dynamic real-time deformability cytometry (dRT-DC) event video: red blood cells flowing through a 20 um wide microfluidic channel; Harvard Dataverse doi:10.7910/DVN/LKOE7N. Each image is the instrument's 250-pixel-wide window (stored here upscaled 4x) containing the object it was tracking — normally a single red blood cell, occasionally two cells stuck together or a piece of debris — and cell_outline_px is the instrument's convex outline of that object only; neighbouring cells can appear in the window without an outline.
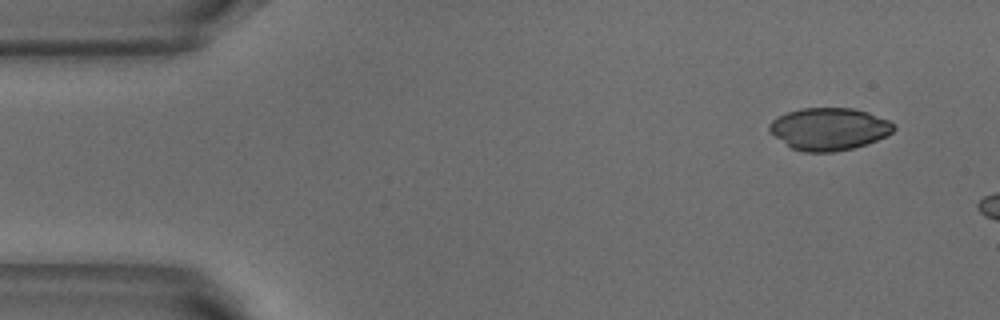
{"species": "common noctule bat (a hibernating species)", "species_latin": "Nyctalus noctula", "temperature_condition": "warm", "stored_images_in_passage": 3, "camera_frame_rate_fps": 3000, "um_per_image_px": 0.085, "animal": {"sex": "male", "body_mass_g": 18.8}, "frame": {"image": 1, "passage_image": 3, "time_ms": 0.667, "image_size_px": [1000, 320], "cell_outline_px": [[896, 128], [892, 132], [868, 144], [852, 148], [832, 152], [804, 152], [792, 148], [768, 132], [768, 124], [772, 120], [788, 112], [800, 108], [852, 108], [868, 112], [888, 120]], "centroid_in_image_um": [70.44, 10.96], "position_along_channel_um": 14.6, "area_um2": 30.58}}